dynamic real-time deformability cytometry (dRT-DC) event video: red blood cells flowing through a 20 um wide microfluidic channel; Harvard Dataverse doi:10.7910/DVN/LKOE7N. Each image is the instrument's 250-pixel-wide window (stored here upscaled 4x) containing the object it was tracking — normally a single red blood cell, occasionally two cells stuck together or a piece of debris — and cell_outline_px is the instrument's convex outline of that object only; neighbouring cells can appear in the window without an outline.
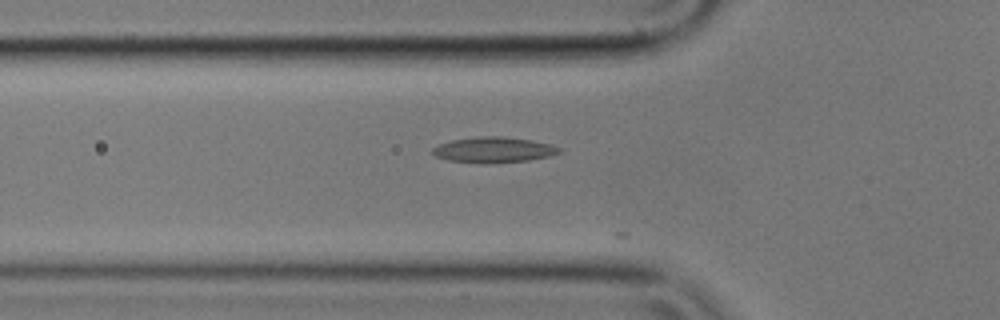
{"species": "common noctule bat (a hibernating species)", "species_latin": "Nyctalus noctula", "temperature_condition": "cold", "stored_images_in_passage": 5, "camera_frame_rate_fps": 3000, "um_per_image_px": 0.085, "animal": {"sex": "male", "body_mass_g": 17.9}, "frame": {"image": 1, "passage_image": 3, "time_ms": 0.667, "image_size_px": [1000, 320], "cell_outline_px": [[564, 152], [548, 156], [528, 160], [484, 164], [448, 160], [436, 156], [432, 152], [432, 148], [440, 144], [452, 140], [476, 136], [504, 136], [532, 140], [552, 144], [560, 148]], "centroid_in_image_um": [41.98, 12.73], "position_along_channel_um": 83.8, "area_um2": 19.02}}